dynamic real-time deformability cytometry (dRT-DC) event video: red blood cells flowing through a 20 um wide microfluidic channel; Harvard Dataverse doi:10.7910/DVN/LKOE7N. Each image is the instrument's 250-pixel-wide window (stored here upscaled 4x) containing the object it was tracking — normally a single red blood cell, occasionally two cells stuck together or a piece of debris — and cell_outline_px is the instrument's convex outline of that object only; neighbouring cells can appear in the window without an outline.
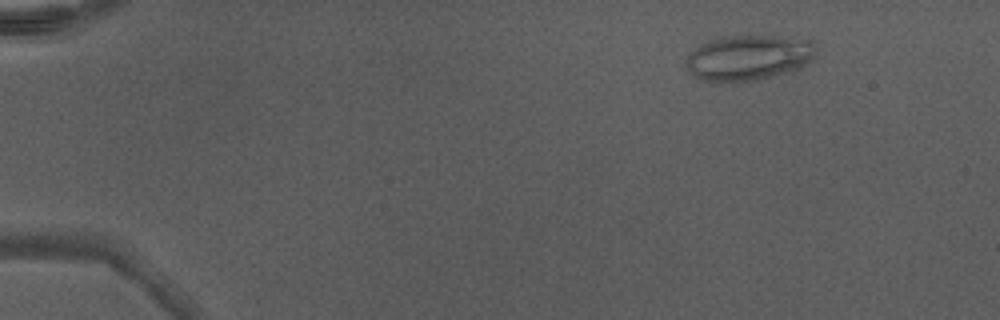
{"species": "Egyptian fruit bat (a non-hibernating species)", "species_latin": "Rousettus aegyptiacus", "temperature_condition": "warm", "stored_images_in_passage": 37, "camera_frame_rate_fps": 3000, "um_per_image_px": 0.085, "animal": {"sex": "male"}, "frame": {"image": 1, "passage_image": 1, "time_ms": 0.0, "image_size_px": [1000, 320], "cell_outline_px": [[816, 56], [812, 60], [796, 68], [784, 72], [756, 80], [700, 80], [684, 64], [684, 60], [688, 52], [700, 44], [720, 36], [772, 36], [816, 40]], "centroid_in_image_um": [63.62, 4.85], "position_along_channel_um": 21.4, "area_um2": 34.04}}
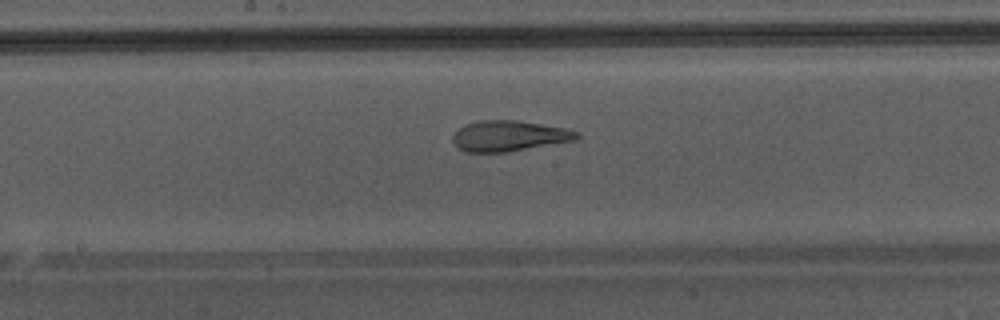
{"frame": {"image": 2, "passage_image": 22, "time_ms": 7.0, "image_size_px": [1000, 320], "cell_outline_px": [[580, 136], [576, 140], [504, 152], [468, 152], [460, 148], [452, 140], [452, 136], [460, 128], [468, 124], [480, 120], [516, 120], [564, 128], [580, 132]], "centroid_in_image_um": [43.29, 11.55], "position_along_channel_um": 204.9, "area_um2": 21.73}}
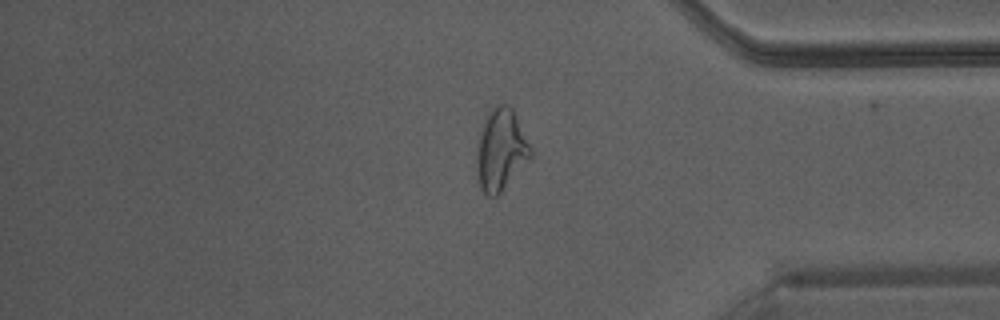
{"frame": {"image": 3, "passage_image": 36, "time_ms": 11.667, "image_size_px": [1000, 320], "cell_outline_px": [[532, 156], [500, 192], [496, 196], [488, 196], [480, 188], [476, 164], [476, 156], [480, 132], [484, 120], [488, 112], [492, 108], [500, 104], [508, 104], [512, 108], [532, 148]], "centroid_in_image_um": [42.57, 12.72], "position_along_channel_um": 392.6, "area_um2": 25.32}, "authors_computed_cell_mechanics": {"area_um2": 23.6402, "velocity_mm_per_s": 4.3531, "shape_relaxation_time_tau1_ms": null, "shape_relaxation_time_tau2_ms": 1.477, "deformation_change_tau1": null, "deformation_change_tau2": 0.1017}}